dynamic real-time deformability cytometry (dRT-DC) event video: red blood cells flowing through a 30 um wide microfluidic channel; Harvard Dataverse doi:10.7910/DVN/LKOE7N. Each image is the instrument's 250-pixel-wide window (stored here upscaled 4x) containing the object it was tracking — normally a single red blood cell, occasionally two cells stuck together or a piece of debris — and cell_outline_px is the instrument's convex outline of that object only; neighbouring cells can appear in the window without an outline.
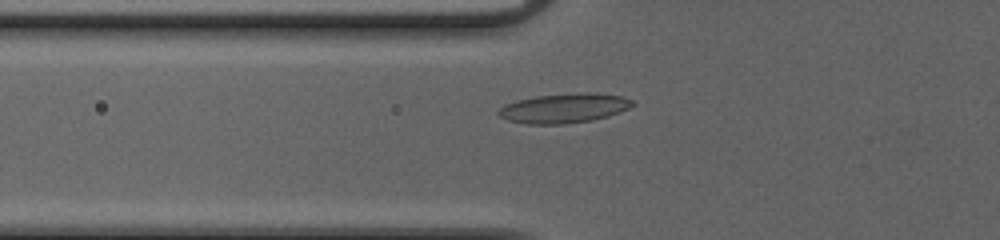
{"species": "common noctule bat (a hibernating species)", "species_latin": "Nyctalus noctula", "temperature_condition": "cold", "stored_images_in_passage": 43, "camera_frame_rate_fps": 3000, "um_per_image_px": 0.085, "animal": {"sex": "female", "body_mass_g": 20.0, "forearm_length_mm": 54.0}, "frame": {"image": 1, "passage_image": 11, "time_ms": 3.333, "image_size_px": [1000, 240], "cell_outline_px": [[636, 104], [628, 108], [608, 116], [592, 120], [564, 124], [528, 124], [508, 120], [500, 116], [496, 112], [504, 104], [516, 100], [536, 96], [584, 92], [596, 92], [620, 96], [632, 100]], "centroid_in_image_um": [47.94, 9.19], "position_along_channel_um": 77.9, "area_um2": 23.06}}
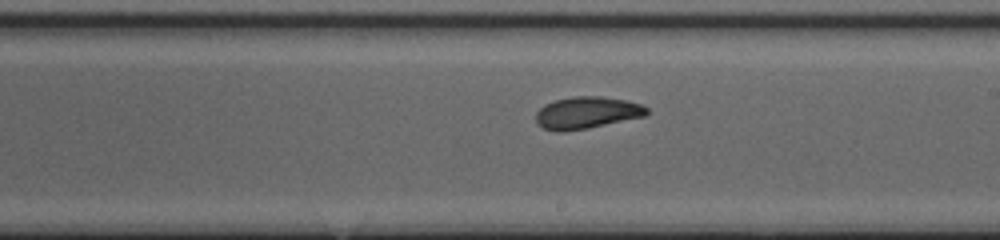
{"frame": {"image": 2, "passage_image": 23, "time_ms": 7.333, "image_size_px": [1000, 240], "cell_outline_px": [[648, 112], [644, 116], [584, 128], [560, 132], [556, 132], [544, 128], [536, 120], [536, 112], [544, 104], [556, 100], [572, 96], [600, 96], [624, 100], [640, 104], [648, 108]], "centroid_in_image_um": [49.84, 9.56], "position_along_channel_um": 239.2, "area_um2": 20.23}}
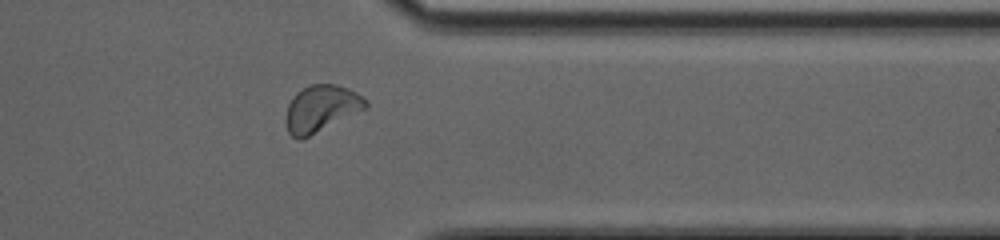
{"frame": {"image": 3, "passage_image": 34, "time_ms": 11.0, "image_size_px": [1000, 240], "cell_outline_px": [[368, 108], [300, 140], [296, 140], [288, 132], [284, 120], [288, 104], [292, 96], [296, 92], [312, 84], [336, 84], [348, 88], [356, 92], [368, 100]], "centroid_in_image_um": [27.29, 9.23], "position_along_channel_um": 384.1, "area_um2": 21.91}, "authors_computed_cell_mechanics": {"area_um2": 20.7502, "velocity_mm_per_s": 4.0284, "shape_relaxation_time_tau1_ms": 7.3134, "shape_relaxation_time_tau2_ms": 2.8041, "deformation_change_tau1": 0.1802, "deformation_change_tau2": 0.0676}}